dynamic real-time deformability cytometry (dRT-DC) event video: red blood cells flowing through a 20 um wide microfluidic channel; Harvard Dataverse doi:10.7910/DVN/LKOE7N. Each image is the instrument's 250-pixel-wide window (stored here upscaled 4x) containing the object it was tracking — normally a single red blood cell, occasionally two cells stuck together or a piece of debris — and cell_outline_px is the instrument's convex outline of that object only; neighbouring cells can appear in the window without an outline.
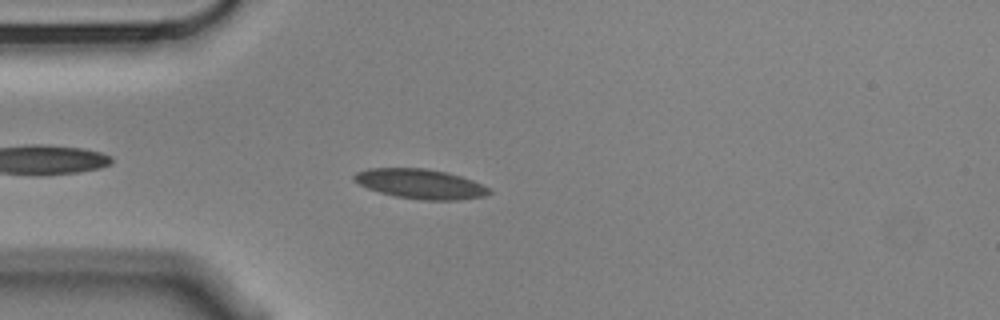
{"species": "Egyptian fruit bat (a non-hibernating species)", "species_latin": "Rousettus aegyptiacus", "temperature_condition": "cold", "stored_images_in_passage": 39, "camera_frame_rate_fps": 3000, "um_per_image_px": 0.085, "animal": {"sex": "male"}, "frame": {"image": 1, "passage_image": 4, "time_ms": 1.0, "image_size_px": [1000, 320], "cell_outline_px": [[492, 192], [484, 196], [460, 200], [420, 200], [396, 196], [380, 192], [368, 188], [352, 180], [352, 176], [356, 172], [368, 168], [424, 168], [448, 172], [472, 180], [488, 188]], "centroid_in_image_um": [35.71, 15.63], "position_along_channel_um": 49.3, "area_um2": 23.35}}
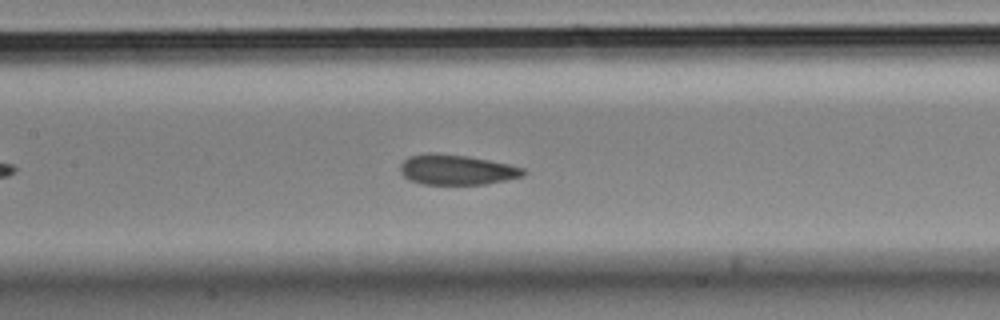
{"frame": {"image": 2, "passage_image": 15, "time_ms": 4.667, "image_size_px": [1000, 320], "cell_outline_px": [[528, 172], [524, 176], [484, 184], [424, 184], [412, 180], [404, 176], [400, 172], [400, 164], [408, 156], [428, 152], [436, 152], [468, 156], [508, 164], [524, 168]], "centroid_in_image_um": [38.81, 14.41], "position_along_channel_um": 168.6, "area_um2": 21.68}}
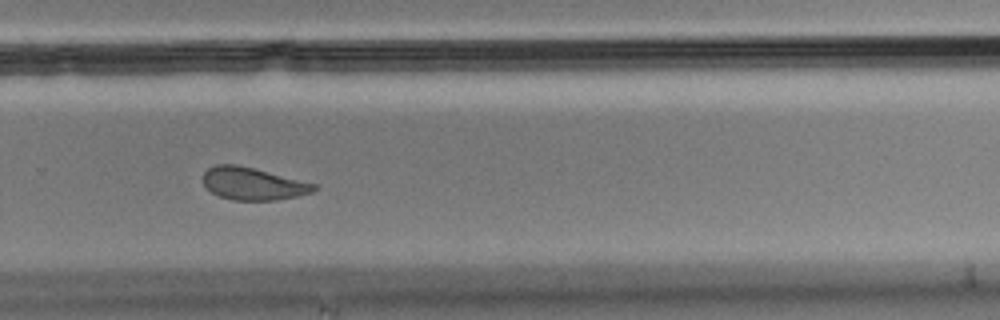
{"frame": {"image": 3, "passage_image": 27, "time_ms": 8.667, "image_size_px": [1000, 320], "cell_outline_px": [[316, 188], [312, 192], [296, 196], [276, 200], [232, 200], [220, 196], [212, 192], [204, 184], [204, 172], [208, 168], [216, 164], [236, 164], [316, 184]], "centroid_in_image_um": [21.47, 15.61], "position_along_channel_um": 308.3, "area_um2": 20.58}, "authors_computed_cell_mechanics": {"area_um2": 22.3686, "velocity_mm_per_s": 3.5039, "shape_relaxation_time_tau1_ms": 4.5531, "shape_relaxation_time_tau2_ms": 2.2234, "deformation_change_tau1": 0.1027, "deformation_change_tau2": 0.0808}}